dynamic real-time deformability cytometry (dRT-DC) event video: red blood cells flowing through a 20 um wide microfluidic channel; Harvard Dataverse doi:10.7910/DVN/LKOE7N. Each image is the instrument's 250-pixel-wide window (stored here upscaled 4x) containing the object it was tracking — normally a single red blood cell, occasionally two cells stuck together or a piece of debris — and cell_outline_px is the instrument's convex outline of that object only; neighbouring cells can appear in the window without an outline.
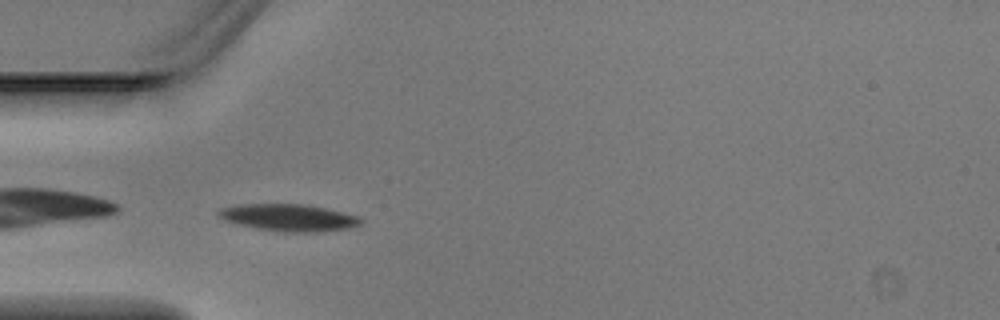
{"species": "Egyptian fruit bat (a non-hibernating species)", "species_latin": "Rousettus aegyptiacus", "temperature_condition": "warm", "stored_images_in_passage": 6, "camera_frame_rate_fps": 3000, "um_per_image_px": 0.085, "animal": {"sex": "male"}, "frame": {"image": 1, "passage_image": 4, "time_ms": 1.0, "image_size_px": [1000, 320], "cell_outline_px": [[364, 220], [360, 224], [348, 228], [316, 232], [284, 232], [256, 228], [224, 220], [216, 216], [216, 212], [220, 208], [240, 204], [308, 204], [360, 216]], "centroid_in_image_um": [24.54, 18.49], "position_along_channel_um": 60.5, "area_um2": 22.48}}
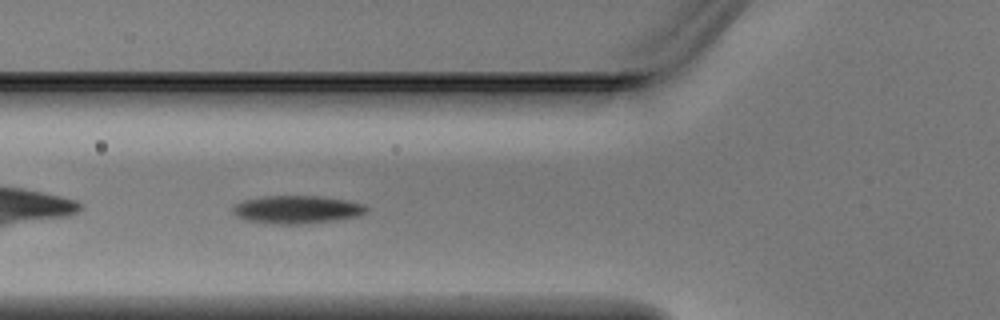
{"frame": {"image": 2, "passage_image": 5, "time_ms": 1.333, "image_size_px": [1000, 320], "cell_outline_px": [[368, 208], [360, 216], [332, 220], [296, 224], [272, 224], [248, 220], [236, 216], [232, 212], [232, 208], [240, 200], [264, 196], [320, 196], [348, 200], [364, 204]], "centroid_in_image_um": [25.21, 17.8], "position_along_channel_um": 100.6, "area_um2": 21.73}}
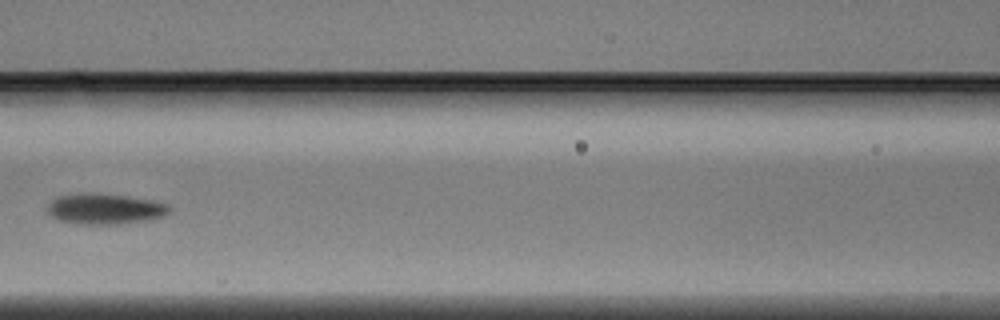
{"frame": {"image": 3, "passage_image": 6, "time_ms": 1.667, "image_size_px": [1000, 320], "cell_outline_px": [[172, 208], [164, 216], [148, 220], [120, 224], [76, 224], [60, 220], [52, 216], [48, 212], [48, 200], [56, 196], [80, 192], [92, 192], [128, 196], [152, 200], [168, 204]], "centroid_in_image_um": [8.89, 17.73], "position_along_channel_um": 157.7, "area_um2": 22.2}}